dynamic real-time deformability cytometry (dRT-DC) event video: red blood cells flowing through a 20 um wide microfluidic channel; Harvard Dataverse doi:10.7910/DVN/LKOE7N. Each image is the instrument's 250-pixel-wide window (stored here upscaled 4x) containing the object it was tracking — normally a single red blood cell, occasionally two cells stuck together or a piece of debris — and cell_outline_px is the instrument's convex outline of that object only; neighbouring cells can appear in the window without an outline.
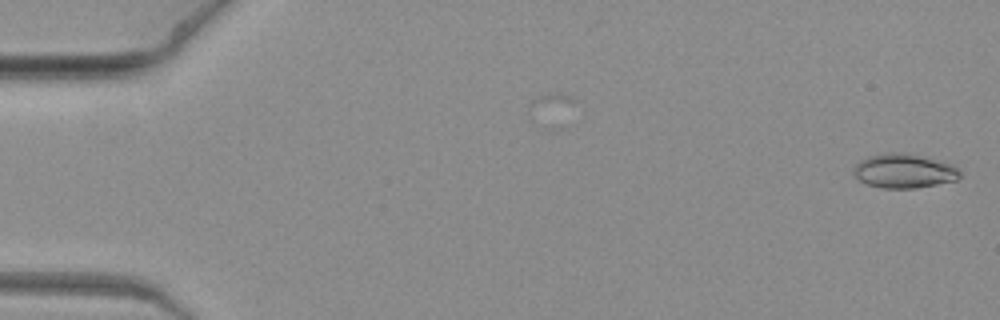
{"species": "common noctule bat (a hibernating species)", "species_latin": "Nyctalus noctula", "temperature_condition": "warm", "stored_images_in_passage": 8, "camera_frame_rate_fps": 3000, "um_per_image_px": 0.085, "animal": {"sex": "female", "body_mass_g": 19.3, "forearm_length_mm": 54.1}, "frame": {"image": 1, "passage_image": 1, "time_ms": 0.0, "image_size_px": [1000, 320], "cell_outline_px": [[960, 176], [956, 180], [916, 188], [880, 188], [868, 184], [860, 180], [852, 172], [856, 164], [860, 160], [868, 156], [888, 152], [900, 152], [948, 164], [956, 168], [960, 172]], "centroid_in_image_um": [76.77, 14.55], "position_along_channel_um": 8.2, "area_um2": 20.63}}
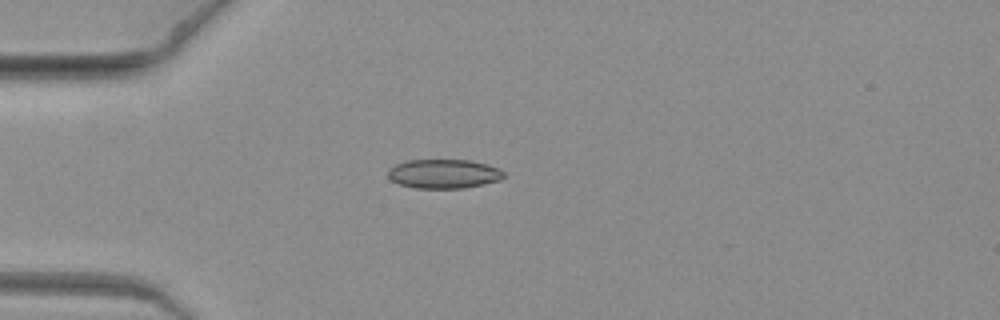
{"frame": {"image": 2, "passage_image": 6, "time_ms": 1.667, "image_size_px": [1000, 320], "cell_outline_px": [[504, 176], [500, 180], [484, 184], [464, 188], [416, 188], [400, 184], [392, 180], [388, 176], [388, 172], [396, 164], [408, 160], [468, 160], [500, 168], [504, 172]], "centroid_in_image_um": [37.75, 14.78], "position_along_channel_um": 47.3, "area_um2": 19.48}}
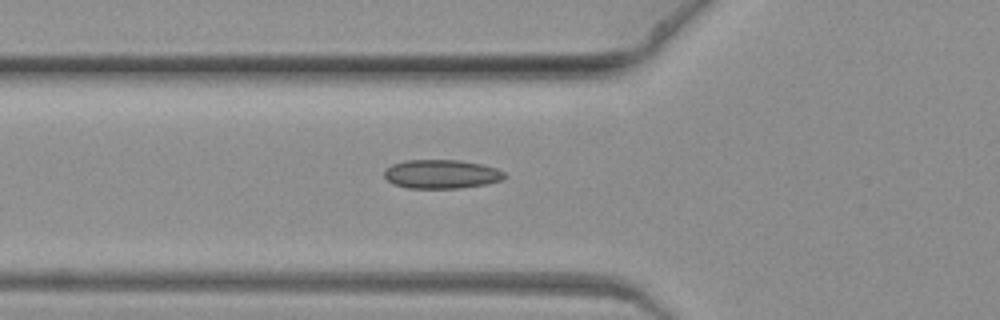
{"frame": {"image": 3, "passage_image": 8, "time_ms": 2.333, "image_size_px": [1000, 320], "cell_outline_px": [[508, 176], [500, 180], [484, 184], [460, 188], [408, 188], [392, 184], [384, 176], [384, 172], [392, 164], [404, 160], [460, 160], [480, 164], [496, 168], [504, 172]], "centroid_in_image_um": [37.51, 14.8], "position_along_channel_um": 88.3, "area_um2": 20.17}}